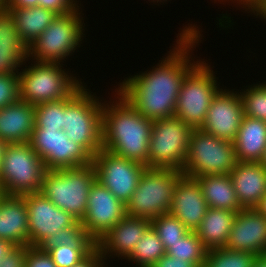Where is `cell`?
I'll return each mask as SVG.
<instances>
[{
	"mask_svg": "<svg viewBox=\"0 0 266 267\" xmlns=\"http://www.w3.org/2000/svg\"><path fill=\"white\" fill-rule=\"evenodd\" d=\"M8 146V143L0 139V174L2 170V159L5 152L6 147Z\"/></svg>",
	"mask_w": 266,
	"mask_h": 267,
	"instance_id": "49",
	"label": "cell"
},
{
	"mask_svg": "<svg viewBox=\"0 0 266 267\" xmlns=\"http://www.w3.org/2000/svg\"><path fill=\"white\" fill-rule=\"evenodd\" d=\"M260 163H261L263 166L266 167V149H265V151H264V154H263V157H262Z\"/></svg>",
	"mask_w": 266,
	"mask_h": 267,
	"instance_id": "52",
	"label": "cell"
},
{
	"mask_svg": "<svg viewBox=\"0 0 266 267\" xmlns=\"http://www.w3.org/2000/svg\"><path fill=\"white\" fill-rule=\"evenodd\" d=\"M65 98L35 106L34 129H64Z\"/></svg>",
	"mask_w": 266,
	"mask_h": 267,
	"instance_id": "33",
	"label": "cell"
},
{
	"mask_svg": "<svg viewBox=\"0 0 266 267\" xmlns=\"http://www.w3.org/2000/svg\"><path fill=\"white\" fill-rule=\"evenodd\" d=\"M35 106L19 99L0 110V139L8 144L27 143L32 137Z\"/></svg>",
	"mask_w": 266,
	"mask_h": 267,
	"instance_id": "22",
	"label": "cell"
},
{
	"mask_svg": "<svg viewBox=\"0 0 266 267\" xmlns=\"http://www.w3.org/2000/svg\"><path fill=\"white\" fill-rule=\"evenodd\" d=\"M208 208L198 181L183 176L174 190L169 213L176 217L189 231H195Z\"/></svg>",
	"mask_w": 266,
	"mask_h": 267,
	"instance_id": "18",
	"label": "cell"
},
{
	"mask_svg": "<svg viewBox=\"0 0 266 267\" xmlns=\"http://www.w3.org/2000/svg\"><path fill=\"white\" fill-rule=\"evenodd\" d=\"M150 227L151 220L126 214L120 222L95 242L105 264L111 265L110 259L117 257L118 260L124 261Z\"/></svg>",
	"mask_w": 266,
	"mask_h": 267,
	"instance_id": "16",
	"label": "cell"
},
{
	"mask_svg": "<svg viewBox=\"0 0 266 267\" xmlns=\"http://www.w3.org/2000/svg\"><path fill=\"white\" fill-rule=\"evenodd\" d=\"M93 156L80 144L69 140L63 130L57 132L56 154L44 160L46 170L76 168L92 164Z\"/></svg>",
	"mask_w": 266,
	"mask_h": 267,
	"instance_id": "27",
	"label": "cell"
},
{
	"mask_svg": "<svg viewBox=\"0 0 266 267\" xmlns=\"http://www.w3.org/2000/svg\"><path fill=\"white\" fill-rule=\"evenodd\" d=\"M38 6V0H7L6 8H31Z\"/></svg>",
	"mask_w": 266,
	"mask_h": 267,
	"instance_id": "44",
	"label": "cell"
},
{
	"mask_svg": "<svg viewBox=\"0 0 266 267\" xmlns=\"http://www.w3.org/2000/svg\"><path fill=\"white\" fill-rule=\"evenodd\" d=\"M243 86L239 90L245 116L266 122V81ZM246 88V89H245Z\"/></svg>",
	"mask_w": 266,
	"mask_h": 267,
	"instance_id": "32",
	"label": "cell"
},
{
	"mask_svg": "<svg viewBox=\"0 0 266 267\" xmlns=\"http://www.w3.org/2000/svg\"><path fill=\"white\" fill-rule=\"evenodd\" d=\"M7 0H0V10L6 9Z\"/></svg>",
	"mask_w": 266,
	"mask_h": 267,
	"instance_id": "51",
	"label": "cell"
},
{
	"mask_svg": "<svg viewBox=\"0 0 266 267\" xmlns=\"http://www.w3.org/2000/svg\"><path fill=\"white\" fill-rule=\"evenodd\" d=\"M236 211L209 207L194 231L207 250L225 247Z\"/></svg>",
	"mask_w": 266,
	"mask_h": 267,
	"instance_id": "24",
	"label": "cell"
},
{
	"mask_svg": "<svg viewBox=\"0 0 266 267\" xmlns=\"http://www.w3.org/2000/svg\"><path fill=\"white\" fill-rule=\"evenodd\" d=\"M258 255L225 247L207 250L204 267H253Z\"/></svg>",
	"mask_w": 266,
	"mask_h": 267,
	"instance_id": "31",
	"label": "cell"
},
{
	"mask_svg": "<svg viewBox=\"0 0 266 267\" xmlns=\"http://www.w3.org/2000/svg\"><path fill=\"white\" fill-rule=\"evenodd\" d=\"M16 247L12 242L0 239V260Z\"/></svg>",
	"mask_w": 266,
	"mask_h": 267,
	"instance_id": "45",
	"label": "cell"
},
{
	"mask_svg": "<svg viewBox=\"0 0 266 267\" xmlns=\"http://www.w3.org/2000/svg\"><path fill=\"white\" fill-rule=\"evenodd\" d=\"M229 175L240 206L256 208L266 193V167L260 162L238 161Z\"/></svg>",
	"mask_w": 266,
	"mask_h": 267,
	"instance_id": "19",
	"label": "cell"
},
{
	"mask_svg": "<svg viewBox=\"0 0 266 267\" xmlns=\"http://www.w3.org/2000/svg\"><path fill=\"white\" fill-rule=\"evenodd\" d=\"M201 186L208 207L239 212L243 209L237 199L230 175H204L195 178Z\"/></svg>",
	"mask_w": 266,
	"mask_h": 267,
	"instance_id": "26",
	"label": "cell"
},
{
	"mask_svg": "<svg viewBox=\"0 0 266 267\" xmlns=\"http://www.w3.org/2000/svg\"><path fill=\"white\" fill-rule=\"evenodd\" d=\"M148 1H150V4L151 3H153V5H156V4H158L157 6H159V3L161 4H166L167 2H168V0H148ZM156 3V4H155Z\"/></svg>",
	"mask_w": 266,
	"mask_h": 267,
	"instance_id": "50",
	"label": "cell"
},
{
	"mask_svg": "<svg viewBox=\"0 0 266 267\" xmlns=\"http://www.w3.org/2000/svg\"><path fill=\"white\" fill-rule=\"evenodd\" d=\"M237 162L234 142L194 129L182 172L194 179L204 175H228Z\"/></svg>",
	"mask_w": 266,
	"mask_h": 267,
	"instance_id": "10",
	"label": "cell"
},
{
	"mask_svg": "<svg viewBox=\"0 0 266 267\" xmlns=\"http://www.w3.org/2000/svg\"><path fill=\"white\" fill-rule=\"evenodd\" d=\"M183 27L173 48L169 47L170 51L157 65L127 76L117 83L118 87L114 86L137 112L150 120L174 117L183 79L200 60L195 58L197 55L193 57V52L204 37L201 26L188 23Z\"/></svg>",
	"mask_w": 266,
	"mask_h": 267,
	"instance_id": "1",
	"label": "cell"
},
{
	"mask_svg": "<svg viewBox=\"0 0 266 267\" xmlns=\"http://www.w3.org/2000/svg\"><path fill=\"white\" fill-rule=\"evenodd\" d=\"M96 181L126 204L136 190L146 166L101 149L92 160Z\"/></svg>",
	"mask_w": 266,
	"mask_h": 267,
	"instance_id": "12",
	"label": "cell"
},
{
	"mask_svg": "<svg viewBox=\"0 0 266 267\" xmlns=\"http://www.w3.org/2000/svg\"><path fill=\"white\" fill-rule=\"evenodd\" d=\"M95 180L96 172L92 164L46 170L39 192L81 222L86 213L90 187Z\"/></svg>",
	"mask_w": 266,
	"mask_h": 267,
	"instance_id": "6",
	"label": "cell"
},
{
	"mask_svg": "<svg viewBox=\"0 0 266 267\" xmlns=\"http://www.w3.org/2000/svg\"><path fill=\"white\" fill-rule=\"evenodd\" d=\"M20 99L19 74H0V110Z\"/></svg>",
	"mask_w": 266,
	"mask_h": 267,
	"instance_id": "37",
	"label": "cell"
},
{
	"mask_svg": "<svg viewBox=\"0 0 266 267\" xmlns=\"http://www.w3.org/2000/svg\"><path fill=\"white\" fill-rule=\"evenodd\" d=\"M222 88L212 99L200 129L219 139L234 142L245 115L243 102L239 90Z\"/></svg>",
	"mask_w": 266,
	"mask_h": 267,
	"instance_id": "14",
	"label": "cell"
},
{
	"mask_svg": "<svg viewBox=\"0 0 266 267\" xmlns=\"http://www.w3.org/2000/svg\"><path fill=\"white\" fill-rule=\"evenodd\" d=\"M26 246H16L0 260V267H25Z\"/></svg>",
	"mask_w": 266,
	"mask_h": 267,
	"instance_id": "40",
	"label": "cell"
},
{
	"mask_svg": "<svg viewBox=\"0 0 266 267\" xmlns=\"http://www.w3.org/2000/svg\"><path fill=\"white\" fill-rule=\"evenodd\" d=\"M113 93L114 98L103 102L102 148L148 167L153 120L137 112L117 90Z\"/></svg>",
	"mask_w": 266,
	"mask_h": 267,
	"instance_id": "2",
	"label": "cell"
},
{
	"mask_svg": "<svg viewBox=\"0 0 266 267\" xmlns=\"http://www.w3.org/2000/svg\"><path fill=\"white\" fill-rule=\"evenodd\" d=\"M261 20H264V22L266 23V3L262 6V8H260L253 17H255Z\"/></svg>",
	"mask_w": 266,
	"mask_h": 267,
	"instance_id": "47",
	"label": "cell"
},
{
	"mask_svg": "<svg viewBox=\"0 0 266 267\" xmlns=\"http://www.w3.org/2000/svg\"><path fill=\"white\" fill-rule=\"evenodd\" d=\"M15 19L21 41L29 47L58 16L52 10L35 6L31 8H6Z\"/></svg>",
	"mask_w": 266,
	"mask_h": 267,
	"instance_id": "25",
	"label": "cell"
},
{
	"mask_svg": "<svg viewBox=\"0 0 266 267\" xmlns=\"http://www.w3.org/2000/svg\"><path fill=\"white\" fill-rule=\"evenodd\" d=\"M105 261L95 247L83 260L71 267H104Z\"/></svg>",
	"mask_w": 266,
	"mask_h": 267,
	"instance_id": "42",
	"label": "cell"
},
{
	"mask_svg": "<svg viewBox=\"0 0 266 267\" xmlns=\"http://www.w3.org/2000/svg\"><path fill=\"white\" fill-rule=\"evenodd\" d=\"M207 249L194 231H189L179 241L166 250L169 256L185 259L204 267Z\"/></svg>",
	"mask_w": 266,
	"mask_h": 267,
	"instance_id": "30",
	"label": "cell"
},
{
	"mask_svg": "<svg viewBox=\"0 0 266 267\" xmlns=\"http://www.w3.org/2000/svg\"><path fill=\"white\" fill-rule=\"evenodd\" d=\"M207 61L201 58L186 73L178 93L174 116L193 129L202 127L211 101L221 89L217 72Z\"/></svg>",
	"mask_w": 266,
	"mask_h": 267,
	"instance_id": "7",
	"label": "cell"
},
{
	"mask_svg": "<svg viewBox=\"0 0 266 267\" xmlns=\"http://www.w3.org/2000/svg\"><path fill=\"white\" fill-rule=\"evenodd\" d=\"M57 132L55 129L33 130L29 143L42 161L49 154H56Z\"/></svg>",
	"mask_w": 266,
	"mask_h": 267,
	"instance_id": "36",
	"label": "cell"
},
{
	"mask_svg": "<svg viewBox=\"0 0 266 267\" xmlns=\"http://www.w3.org/2000/svg\"><path fill=\"white\" fill-rule=\"evenodd\" d=\"M79 5H82L79 0H38V6L52 10L58 15L73 12Z\"/></svg>",
	"mask_w": 266,
	"mask_h": 267,
	"instance_id": "39",
	"label": "cell"
},
{
	"mask_svg": "<svg viewBox=\"0 0 266 267\" xmlns=\"http://www.w3.org/2000/svg\"><path fill=\"white\" fill-rule=\"evenodd\" d=\"M256 209L266 217V193L261 198V201L259 202V204L256 207Z\"/></svg>",
	"mask_w": 266,
	"mask_h": 267,
	"instance_id": "46",
	"label": "cell"
},
{
	"mask_svg": "<svg viewBox=\"0 0 266 267\" xmlns=\"http://www.w3.org/2000/svg\"><path fill=\"white\" fill-rule=\"evenodd\" d=\"M45 166L29 142L8 144L2 159L0 193L22 196L42 187Z\"/></svg>",
	"mask_w": 266,
	"mask_h": 267,
	"instance_id": "9",
	"label": "cell"
},
{
	"mask_svg": "<svg viewBox=\"0 0 266 267\" xmlns=\"http://www.w3.org/2000/svg\"><path fill=\"white\" fill-rule=\"evenodd\" d=\"M225 248L266 255V217L256 208L237 212Z\"/></svg>",
	"mask_w": 266,
	"mask_h": 267,
	"instance_id": "17",
	"label": "cell"
},
{
	"mask_svg": "<svg viewBox=\"0 0 266 267\" xmlns=\"http://www.w3.org/2000/svg\"><path fill=\"white\" fill-rule=\"evenodd\" d=\"M164 254H166L164 245L151 226L137 241L133 251L125 259L127 263L136 264L135 267H151Z\"/></svg>",
	"mask_w": 266,
	"mask_h": 267,
	"instance_id": "28",
	"label": "cell"
},
{
	"mask_svg": "<svg viewBox=\"0 0 266 267\" xmlns=\"http://www.w3.org/2000/svg\"><path fill=\"white\" fill-rule=\"evenodd\" d=\"M84 83L65 98L64 129L67 138L83 146L93 157L102 149L103 99Z\"/></svg>",
	"mask_w": 266,
	"mask_h": 267,
	"instance_id": "4",
	"label": "cell"
},
{
	"mask_svg": "<svg viewBox=\"0 0 266 267\" xmlns=\"http://www.w3.org/2000/svg\"><path fill=\"white\" fill-rule=\"evenodd\" d=\"M81 5L73 12L58 15L28 47V59L35 62L66 63L85 38V17ZM84 24V25H83ZM65 61V62H64Z\"/></svg>",
	"mask_w": 266,
	"mask_h": 267,
	"instance_id": "5",
	"label": "cell"
},
{
	"mask_svg": "<svg viewBox=\"0 0 266 267\" xmlns=\"http://www.w3.org/2000/svg\"><path fill=\"white\" fill-rule=\"evenodd\" d=\"M0 239L8 240L16 246H29L25 195L0 193Z\"/></svg>",
	"mask_w": 266,
	"mask_h": 267,
	"instance_id": "20",
	"label": "cell"
},
{
	"mask_svg": "<svg viewBox=\"0 0 266 267\" xmlns=\"http://www.w3.org/2000/svg\"><path fill=\"white\" fill-rule=\"evenodd\" d=\"M25 203L28 210L29 246H37L54 232L76 226L80 222L40 192L25 194Z\"/></svg>",
	"mask_w": 266,
	"mask_h": 267,
	"instance_id": "15",
	"label": "cell"
},
{
	"mask_svg": "<svg viewBox=\"0 0 266 267\" xmlns=\"http://www.w3.org/2000/svg\"><path fill=\"white\" fill-rule=\"evenodd\" d=\"M184 176L171 168H149L143 171L137 188L128 200L126 214L152 220L169 213L174 190Z\"/></svg>",
	"mask_w": 266,
	"mask_h": 267,
	"instance_id": "8",
	"label": "cell"
},
{
	"mask_svg": "<svg viewBox=\"0 0 266 267\" xmlns=\"http://www.w3.org/2000/svg\"><path fill=\"white\" fill-rule=\"evenodd\" d=\"M95 247H70L62 245L47 252L58 267H71L83 260Z\"/></svg>",
	"mask_w": 266,
	"mask_h": 267,
	"instance_id": "35",
	"label": "cell"
},
{
	"mask_svg": "<svg viewBox=\"0 0 266 267\" xmlns=\"http://www.w3.org/2000/svg\"><path fill=\"white\" fill-rule=\"evenodd\" d=\"M193 130L175 116L154 120L149 141L148 167L182 171Z\"/></svg>",
	"mask_w": 266,
	"mask_h": 267,
	"instance_id": "11",
	"label": "cell"
},
{
	"mask_svg": "<svg viewBox=\"0 0 266 267\" xmlns=\"http://www.w3.org/2000/svg\"><path fill=\"white\" fill-rule=\"evenodd\" d=\"M230 3L233 4V6L237 5L235 6L236 8L239 7L243 9L245 13H250L249 16H252L262 8L266 0H232Z\"/></svg>",
	"mask_w": 266,
	"mask_h": 267,
	"instance_id": "43",
	"label": "cell"
},
{
	"mask_svg": "<svg viewBox=\"0 0 266 267\" xmlns=\"http://www.w3.org/2000/svg\"><path fill=\"white\" fill-rule=\"evenodd\" d=\"M25 267H58L47 251L36 246H26Z\"/></svg>",
	"mask_w": 266,
	"mask_h": 267,
	"instance_id": "38",
	"label": "cell"
},
{
	"mask_svg": "<svg viewBox=\"0 0 266 267\" xmlns=\"http://www.w3.org/2000/svg\"><path fill=\"white\" fill-rule=\"evenodd\" d=\"M126 216V205L98 181L90 187L87 209L81 221L86 234L96 242Z\"/></svg>",
	"mask_w": 266,
	"mask_h": 267,
	"instance_id": "13",
	"label": "cell"
},
{
	"mask_svg": "<svg viewBox=\"0 0 266 267\" xmlns=\"http://www.w3.org/2000/svg\"><path fill=\"white\" fill-rule=\"evenodd\" d=\"M28 59V47L19 38L15 19L8 10H0V74L13 75Z\"/></svg>",
	"mask_w": 266,
	"mask_h": 267,
	"instance_id": "21",
	"label": "cell"
},
{
	"mask_svg": "<svg viewBox=\"0 0 266 267\" xmlns=\"http://www.w3.org/2000/svg\"><path fill=\"white\" fill-rule=\"evenodd\" d=\"M151 226L158 234L165 250L189 232V230L170 213L162 214L152 219Z\"/></svg>",
	"mask_w": 266,
	"mask_h": 267,
	"instance_id": "34",
	"label": "cell"
},
{
	"mask_svg": "<svg viewBox=\"0 0 266 267\" xmlns=\"http://www.w3.org/2000/svg\"><path fill=\"white\" fill-rule=\"evenodd\" d=\"M151 267H199L196 263L188 262L185 259L169 256L164 254L155 264Z\"/></svg>",
	"mask_w": 266,
	"mask_h": 267,
	"instance_id": "41",
	"label": "cell"
},
{
	"mask_svg": "<svg viewBox=\"0 0 266 267\" xmlns=\"http://www.w3.org/2000/svg\"><path fill=\"white\" fill-rule=\"evenodd\" d=\"M217 1H218V3L220 2V4H223V5H226L225 3H229V6H231L230 1H232V0H214V3H216Z\"/></svg>",
	"mask_w": 266,
	"mask_h": 267,
	"instance_id": "53",
	"label": "cell"
},
{
	"mask_svg": "<svg viewBox=\"0 0 266 267\" xmlns=\"http://www.w3.org/2000/svg\"><path fill=\"white\" fill-rule=\"evenodd\" d=\"M234 148L238 161L260 162L266 149V122L244 115Z\"/></svg>",
	"mask_w": 266,
	"mask_h": 267,
	"instance_id": "23",
	"label": "cell"
},
{
	"mask_svg": "<svg viewBox=\"0 0 266 267\" xmlns=\"http://www.w3.org/2000/svg\"><path fill=\"white\" fill-rule=\"evenodd\" d=\"M26 62L18 73L20 99L34 106L71 96L84 84L79 75L64 69L66 64Z\"/></svg>",
	"mask_w": 266,
	"mask_h": 267,
	"instance_id": "3",
	"label": "cell"
},
{
	"mask_svg": "<svg viewBox=\"0 0 266 267\" xmlns=\"http://www.w3.org/2000/svg\"><path fill=\"white\" fill-rule=\"evenodd\" d=\"M253 267H266V255H259Z\"/></svg>",
	"mask_w": 266,
	"mask_h": 267,
	"instance_id": "48",
	"label": "cell"
},
{
	"mask_svg": "<svg viewBox=\"0 0 266 267\" xmlns=\"http://www.w3.org/2000/svg\"><path fill=\"white\" fill-rule=\"evenodd\" d=\"M67 245L70 247H96L95 242L86 234L81 222L68 226L47 236L36 247L48 251L53 247Z\"/></svg>",
	"mask_w": 266,
	"mask_h": 267,
	"instance_id": "29",
	"label": "cell"
}]
</instances>
